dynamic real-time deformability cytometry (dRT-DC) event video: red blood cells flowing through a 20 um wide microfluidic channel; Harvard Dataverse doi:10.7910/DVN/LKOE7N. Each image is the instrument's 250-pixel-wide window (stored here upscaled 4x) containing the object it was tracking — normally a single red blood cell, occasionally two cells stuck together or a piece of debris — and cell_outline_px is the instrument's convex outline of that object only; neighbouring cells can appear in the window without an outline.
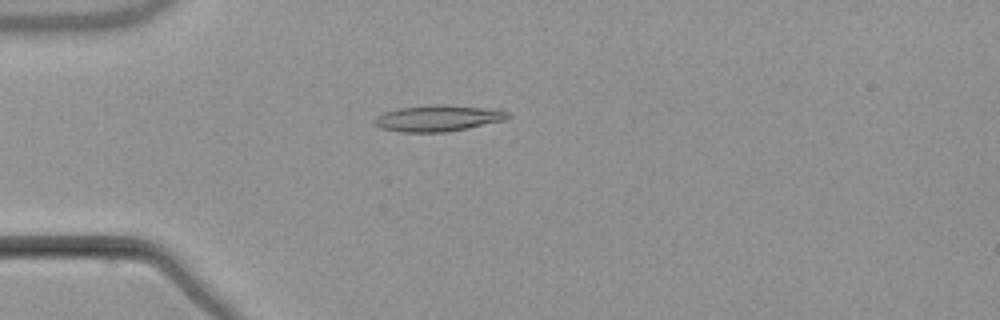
{"species": "common noctule bat (a hibernating species)", "species_latin": "Nyctalus noctula", "temperature_condition": "warm", "stored_images_in_passage": 4, "camera_frame_rate_fps": 3000, "um_per_image_px": 0.085, "animal": {"sex": "male", "body_mass_g": 21.5, "forearm_length_mm": 52.0}, "frame": {"image": 1, "passage_image": 4, "time_ms": 4.333, "image_size_px": [1000, 320], "cell_outline_px": [[512, 116], [504, 120], [468, 128], [444, 132], [400, 132], [380, 128], [372, 120], [376, 116], [384, 112], [400, 108], [436, 104], [444, 104], [480, 108], [508, 112]], "centroid_in_image_um": [37.17, 10.06], "position_along_channel_um": 47.8, "area_um2": 20.11}}